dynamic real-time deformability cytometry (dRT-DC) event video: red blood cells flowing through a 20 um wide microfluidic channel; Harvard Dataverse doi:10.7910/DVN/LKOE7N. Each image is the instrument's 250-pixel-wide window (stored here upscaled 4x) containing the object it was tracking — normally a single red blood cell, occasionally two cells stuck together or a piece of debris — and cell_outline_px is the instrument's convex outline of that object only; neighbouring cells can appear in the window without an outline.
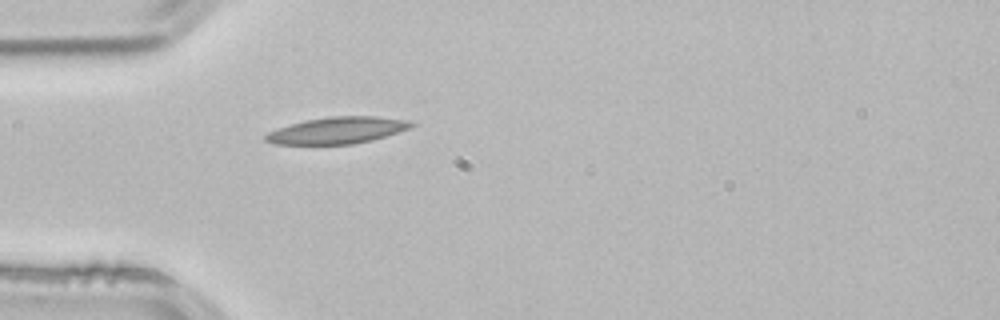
{"species": "common noctule bat (a hibernating species)", "species_latin": "Nyctalus noctula", "temperature_condition": "room temperature", "stored_images_in_passage": 3, "camera_frame_rate_fps": 3000, "um_per_image_px": 0.085, "animal": {"sex": "male", "body_mass_g": 21.5, "forearm_length_mm": 52.0}, "frame": {"image": 1, "passage_image": 3, "time_ms": 0.667, "image_size_px": [1000, 320], "cell_outline_px": [[416, 124], [412, 128], [372, 140], [352, 144], [272, 144], [264, 140], [264, 136], [268, 132], [304, 120], [328, 116], [376, 116], [408, 120]], "centroid_in_image_um": [28.7, 11.07], "position_along_channel_um": 56.3, "area_um2": 22.66}}